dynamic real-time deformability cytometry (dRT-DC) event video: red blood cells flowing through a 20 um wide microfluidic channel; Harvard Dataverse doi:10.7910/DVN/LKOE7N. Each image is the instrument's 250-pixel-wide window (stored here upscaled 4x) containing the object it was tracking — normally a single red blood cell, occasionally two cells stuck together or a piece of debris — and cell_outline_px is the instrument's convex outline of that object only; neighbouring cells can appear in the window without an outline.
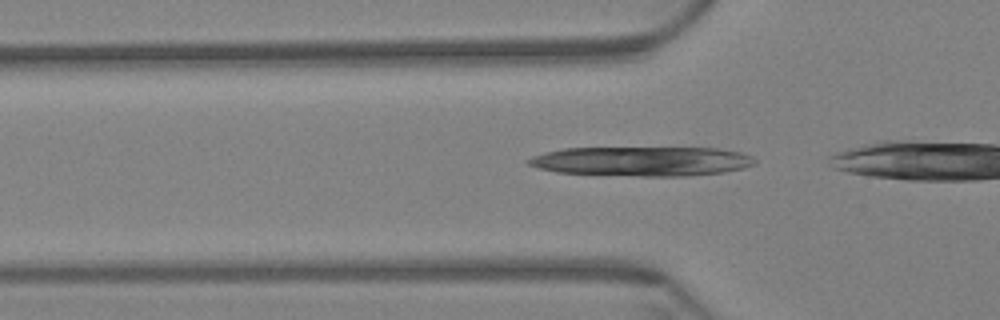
{"species": "Egyptian fruit bat (a non-hibernating species)", "species_latin": "Rousettus aegyptiacus", "temperature_condition": "warm", "stored_images_in_passage": 31, "camera_frame_rate_fps": 3000, "um_per_image_px": 0.085, "animal": {"sex": "female"}, "frame": {"image": 1, "passage_image": 3, "time_ms": 0.667, "image_size_px": [1000, 320], "cell_outline_px": [[756, 164], [744, 168], [724, 172], [688, 176], [640, 176], [556, 172], [540, 168], [528, 164], [524, 160], [532, 156], [544, 152], [564, 148], [716, 148], [740, 152], [752, 156], [756, 160]], "centroid_in_image_um": [54.57, 13.7], "position_along_channel_um": 71.2, "area_um2": 38.96}}
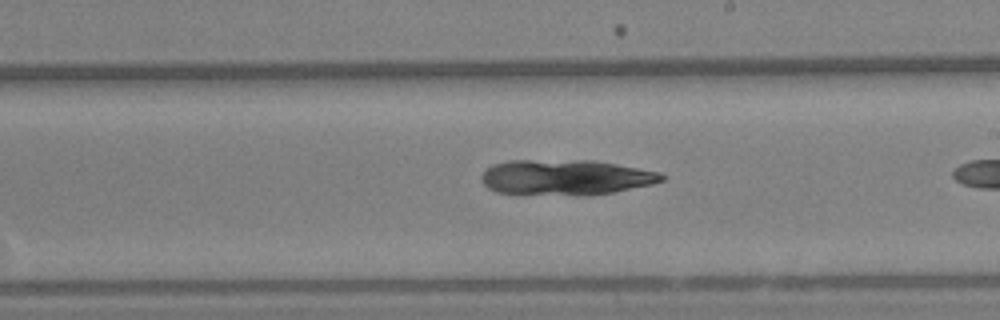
{"frame": {"image": 2, "passage_image": 18, "time_ms": 5.667, "image_size_px": [1000, 320], "cell_outline_px": [[664, 180], [652, 184], [612, 192], [588, 196], [516, 196], [496, 192], [488, 188], [480, 180], [480, 176], [492, 164], [508, 160], [592, 160], [616, 164], [660, 172], [664, 176]], "centroid_in_image_um": [47.98, 15.11], "position_along_channel_um": 241.0, "area_um2": 38.26}}
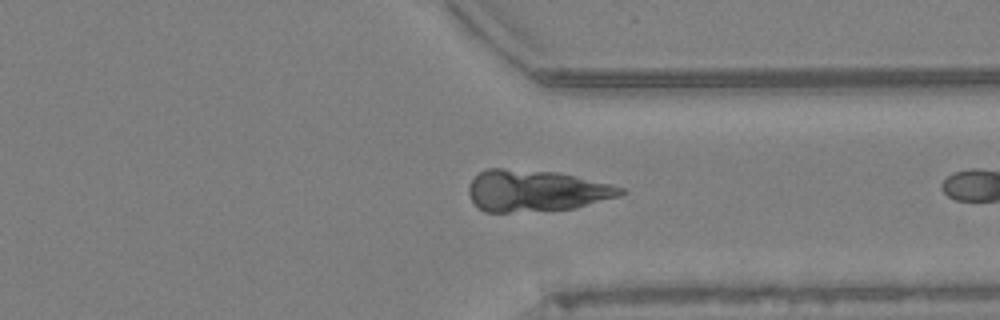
{"frame": {"image": 3, "passage_image": 29, "time_ms": 9.333, "image_size_px": [1000, 320], "cell_outline_px": [[624, 192], [620, 196], [576, 208], [508, 212], [484, 212], [472, 200], [468, 192], [468, 188], [472, 180], [480, 172], [488, 168], [504, 168], [560, 172], [624, 188]], "centroid_in_image_um": [45.55, 16.2], "position_along_channel_um": 365.9, "area_um2": 36.53}}